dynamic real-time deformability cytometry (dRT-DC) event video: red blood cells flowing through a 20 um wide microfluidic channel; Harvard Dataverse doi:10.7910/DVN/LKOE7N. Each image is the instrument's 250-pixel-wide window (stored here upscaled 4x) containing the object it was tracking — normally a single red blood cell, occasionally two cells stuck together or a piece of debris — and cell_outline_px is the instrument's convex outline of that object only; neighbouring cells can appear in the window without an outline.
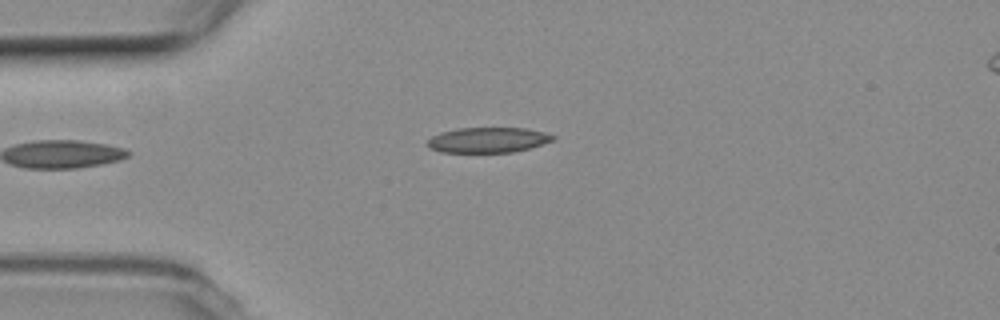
{"species": "common noctule bat (a hibernating species)", "species_latin": "Nyctalus noctula", "temperature_condition": "room temperature", "stored_images_in_passage": 38, "camera_frame_rate_fps": 3000, "um_per_image_px": 0.085, "animal": {"sex": "female", "body_mass_g": 19.3, "forearm_length_mm": 54.1}, "frame": {"image": 1, "passage_image": 1, "time_ms": 0.0, "image_size_px": [1000, 320], "cell_outline_px": [[556, 136], [552, 140], [528, 148], [512, 152], [440, 152], [428, 148], [424, 144], [432, 136], [440, 132], [460, 128], [524, 128], [544, 132]], "centroid_in_image_um": [41.4, 11.9], "position_along_channel_um": 43.6, "area_um2": 18.38}}
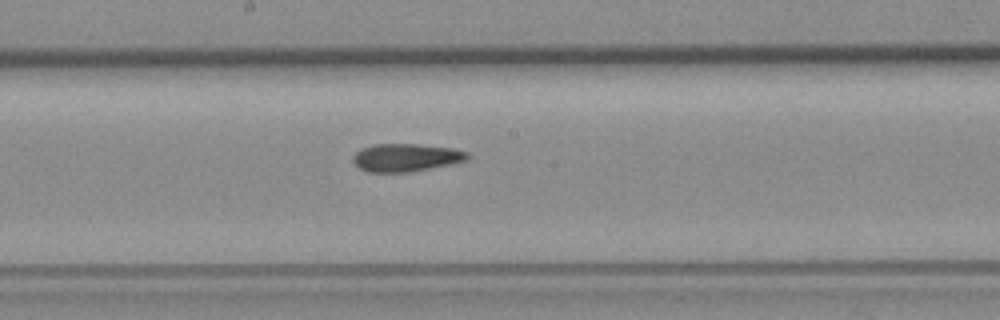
{"frame": {"image": 2, "passage_image": 16, "time_ms": 5.0, "image_size_px": [1000, 320], "cell_outline_px": [[468, 160], [408, 172], [368, 172], [360, 168], [352, 160], [352, 156], [360, 148], [376, 144], [416, 144], [452, 148], [468, 152]], "centroid_in_image_um": [34.46, 13.38], "position_along_channel_um": 213.7, "area_um2": 18.38}}
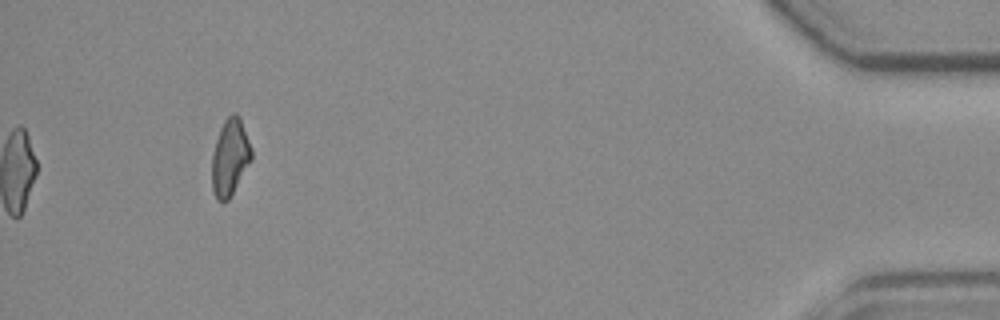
{"frame": {"image": 3, "passage_image": 38, "time_ms": 12.333, "image_size_px": [1000, 320], "cell_outline_px": [[252, 160], [228, 200], [224, 204], [216, 200], [212, 188], [212, 156], [216, 140], [220, 128], [224, 120], [232, 112], [236, 112], [240, 116], [252, 148]], "centroid_in_image_um": [19.56, 13.37], "position_along_channel_um": 415.6, "area_um2": 17.92}, "authors_computed_cell_mechanics": {"area_um2": 18.3804, "velocity_mm_per_s": 3.7741, "shape_relaxation_time_tau1_ms": null, "shape_relaxation_time_tau2_ms": 6.6802, "deformation_change_tau1": null, "deformation_change_tau2": 0.1581}}